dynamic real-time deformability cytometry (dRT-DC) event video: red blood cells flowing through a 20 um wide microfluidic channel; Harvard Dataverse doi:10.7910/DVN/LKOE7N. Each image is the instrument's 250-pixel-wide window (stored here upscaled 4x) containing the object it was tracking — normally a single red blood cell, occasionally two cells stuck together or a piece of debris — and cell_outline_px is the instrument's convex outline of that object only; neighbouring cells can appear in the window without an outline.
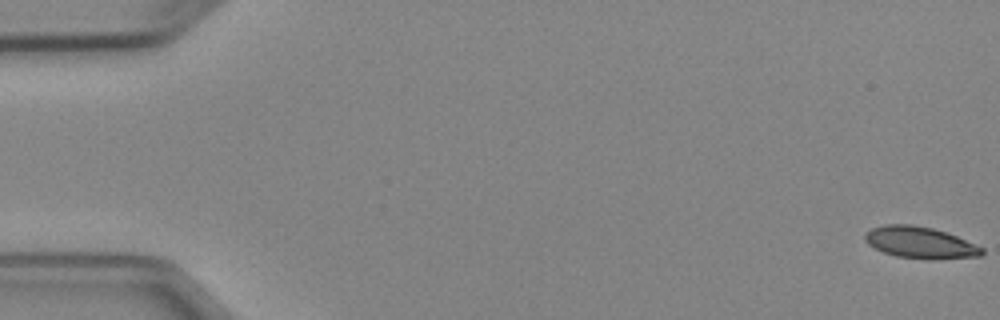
{"species": "Egyptian fruit bat (a non-hibernating species)", "species_latin": "Rousettus aegyptiacus", "temperature_condition": "cold", "stored_images_in_passage": 6, "camera_frame_rate_fps": 3000, "um_per_image_px": 0.085, "animal": {"sex": "female"}, "frame": {"image": 1, "passage_image": 1, "time_ms": 0.0, "image_size_px": [1000, 320], "cell_outline_px": [[984, 252], [980, 256], [936, 260], [932, 260], [896, 256], [884, 252], [868, 244], [864, 240], [864, 232], [872, 228], [884, 224], [912, 224], [932, 228], [956, 236], [984, 248]], "centroid_in_image_um": [78.19, 20.62], "position_along_channel_um": 6.8, "area_um2": 21.62}}